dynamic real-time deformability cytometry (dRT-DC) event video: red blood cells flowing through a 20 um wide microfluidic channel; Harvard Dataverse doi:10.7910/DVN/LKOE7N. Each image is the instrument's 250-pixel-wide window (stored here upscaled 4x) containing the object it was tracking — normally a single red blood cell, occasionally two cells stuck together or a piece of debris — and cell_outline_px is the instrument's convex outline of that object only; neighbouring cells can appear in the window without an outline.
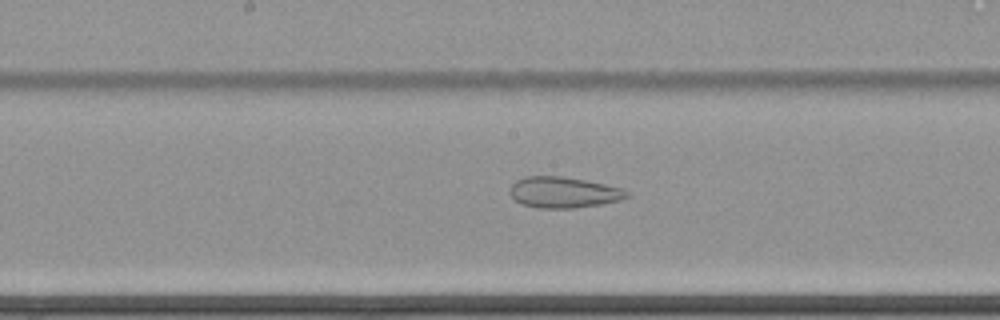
{"species": "common noctule bat (a hibernating species)", "species_latin": "Nyctalus noctula", "temperature_condition": "cold", "stored_images_in_passage": 63, "camera_frame_rate_fps": 3000, "um_per_image_px": 0.085, "animal": {"sex": "female", "body_mass_g": 22.7, "forearm_length_mm": 54.2}, "frame": {"image": 1, "passage_image": 36, "time_ms": 11.667, "image_size_px": [1000, 320], "cell_outline_px": [[632, 196], [620, 200], [600, 204], [572, 208], [536, 208], [520, 204], [508, 192], [512, 184], [516, 180], [528, 176], [564, 176], [624, 188]], "centroid_in_image_um": [47.9, 16.35], "position_along_channel_um": 200.3, "area_um2": 21.21}}
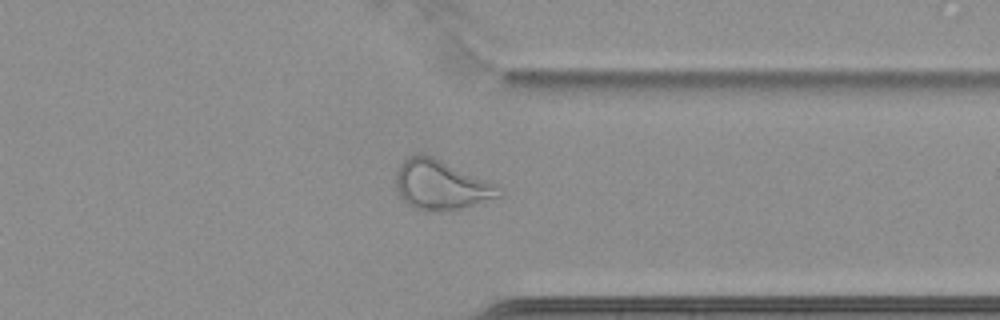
{"frame": {"image": 2, "passage_image": 51, "time_ms": 16.667, "image_size_px": [1000, 320], "cell_outline_px": [[504, 192], [500, 196], [460, 208], [432, 212], [428, 212], [412, 208], [396, 192], [396, 172], [400, 164], [404, 160], [420, 152], [432, 156], [488, 180], [496, 184]], "centroid_in_image_um": [37.45, 15.72], "position_along_channel_um": 373.9, "area_um2": 29.71}}
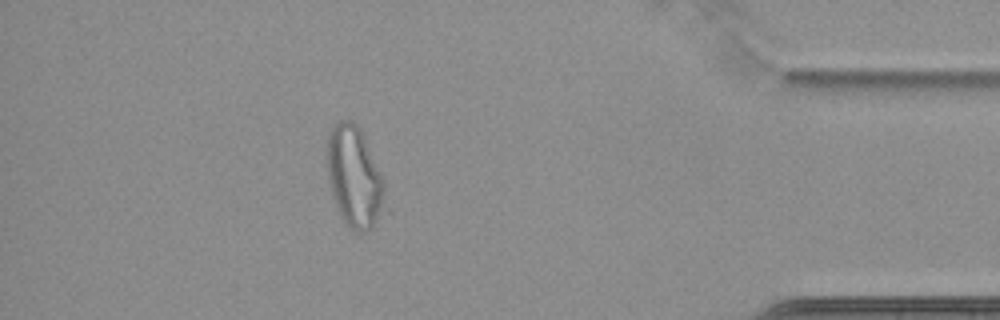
{"frame": {"image": 3, "passage_image": 57, "time_ms": 18.667, "image_size_px": [1000, 320], "cell_outline_px": [[392, 212], [368, 232], [356, 232], [340, 216], [336, 208], [332, 196], [328, 180], [328, 132], [332, 124], [340, 120], [352, 120], [360, 128], [364, 136], [384, 180], [392, 208]], "centroid_in_image_um": [30.24, 15.15], "position_along_channel_um": 405.0, "area_um2": 35.72}}